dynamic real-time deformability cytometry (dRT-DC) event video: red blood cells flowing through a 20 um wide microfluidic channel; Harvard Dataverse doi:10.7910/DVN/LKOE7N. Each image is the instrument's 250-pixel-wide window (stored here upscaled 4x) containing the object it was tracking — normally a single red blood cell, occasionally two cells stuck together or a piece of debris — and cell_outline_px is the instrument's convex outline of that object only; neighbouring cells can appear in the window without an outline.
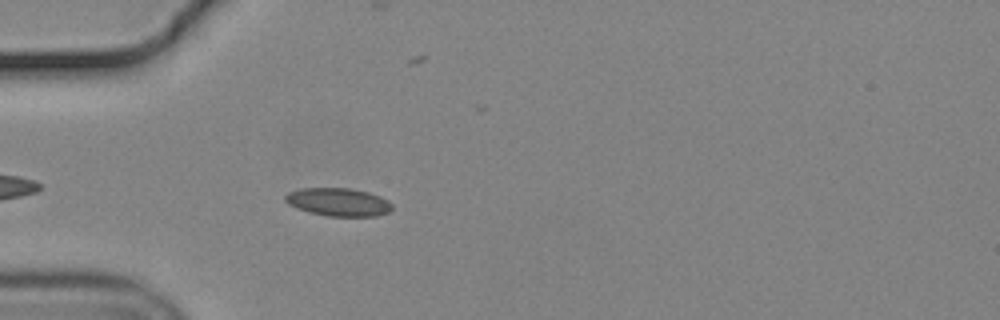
{"species": "common noctule bat (a hibernating species)", "species_latin": "Nyctalus noctula", "temperature_condition": "cold", "stored_images_in_passage": 15, "camera_frame_rate_fps": 3000, "um_per_image_px": 0.085, "animal": {"sex": "male", "body_mass_g": 19.2, "forearm_length_mm": 51.8}, "frame": {"image": 1, "passage_image": 5, "time_ms": 1.333, "image_size_px": [1000, 320], "cell_outline_px": [[392, 208], [388, 212], [376, 216], [328, 216], [308, 212], [296, 208], [288, 204], [284, 200], [284, 196], [288, 192], [300, 188], [348, 188], [368, 192], [380, 196], [388, 200], [392, 204]], "centroid_in_image_um": [28.73, 17.17], "position_along_channel_um": 56.3, "area_um2": 17.57}}
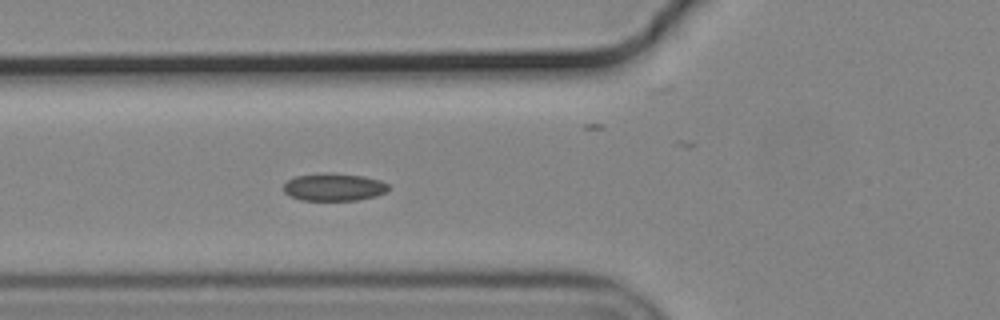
{"frame": {"image": 2, "passage_image": 9, "time_ms": 2.667, "image_size_px": [1000, 320], "cell_outline_px": [[388, 188], [384, 192], [376, 196], [356, 200], [300, 200], [284, 192], [284, 184], [288, 180], [296, 176], [320, 172], [328, 172], [364, 176], [380, 180], [388, 184]], "centroid_in_image_um": [28.36, 15.88], "position_along_channel_um": 97.4, "area_um2": 16.88}}
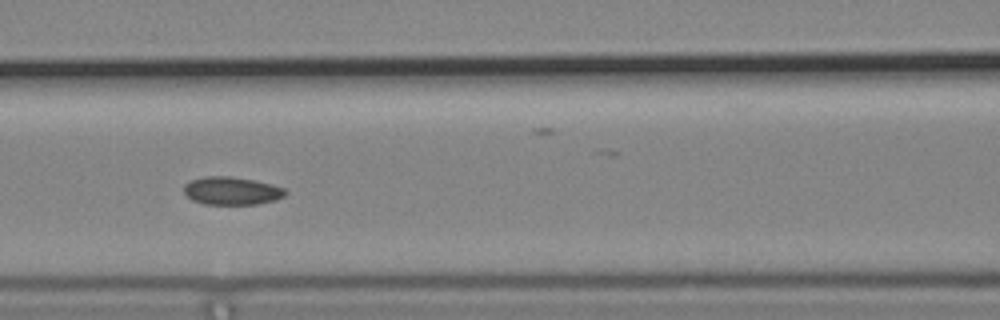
{"frame": {"image": 3, "passage_image": 13, "time_ms": 4.0, "image_size_px": [1000, 320], "cell_outline_px": [[288, 192], [284, 196], [276, 200], [256, 204], [204, 204], [192, 200], [184, 192], [184, 184], [192, 180], [204, 176], [228, 176], [252, 180], [272, 184], [284, 188]], "centroid_in_image_um": [19.7, 16.22], "position_along_channel_um": 146.9, "area_um2": 16.47}}